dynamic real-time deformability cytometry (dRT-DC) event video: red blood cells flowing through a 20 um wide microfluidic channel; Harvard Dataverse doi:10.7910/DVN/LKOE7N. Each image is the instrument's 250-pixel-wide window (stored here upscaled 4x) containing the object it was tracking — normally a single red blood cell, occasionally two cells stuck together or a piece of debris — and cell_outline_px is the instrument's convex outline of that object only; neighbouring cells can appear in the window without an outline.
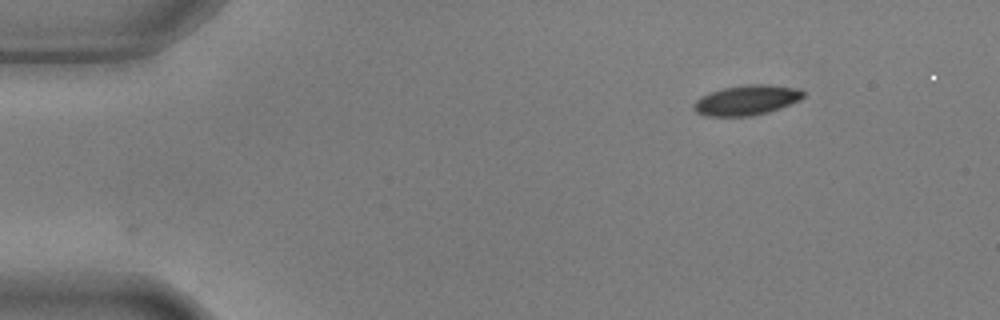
{"species": "common noctule bat (a hibernating species)", "species_latin": "Nyctalus noctula", "temperature_condition": "warm", "stored_images_in_passage": 49, "camera_frame_rate_fps": 3000, "um_per_image_px": 0.085, "animal": {"sex": "male", "body_mass_g": 17.9, "forearm_length_mm": 54.2}, "frame": {"image": 1, "passage_image": 1, "time_ms": 0.0, "image_size_px": [1000, 320], "cell_outline_px": [[804, 96], [800, 100], [780, 108], [768, 112], [752, 116], [704, 116], [696, 112], [692, 108], [692, 104], [700, 96], [724, 88], [748, 84], [768, 84], [800, 88], [804, 92]], "centroid_in_image_um": [63.46, 8.51], "position_along_channel_um": 21.5, "area_um2": 19.31}}
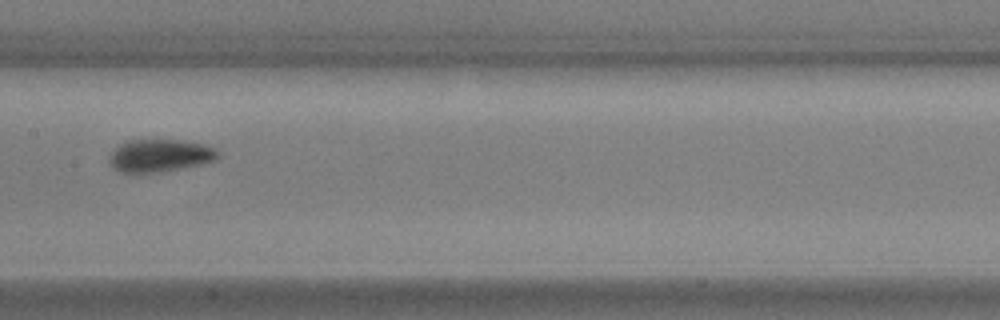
{"frame": {"image": 2, "passage_image": 22, "time_ms": 7.0, "image_size_px": [1000, 320], "cell_outline_px": [[220, 156], [216, 160], [204, 164], [184, 168], [160, 172], [120, 172], [112, 168], [108, 164], [108, 160], [112, 152], [120, 144], [128, 140], [180, 140], [204, 144], [216, 148], [220, 152]], "centroid_in_image_um": [13.63, 13.23], "position_along_channel_um": 193.8, "area_um2": 20.92}}
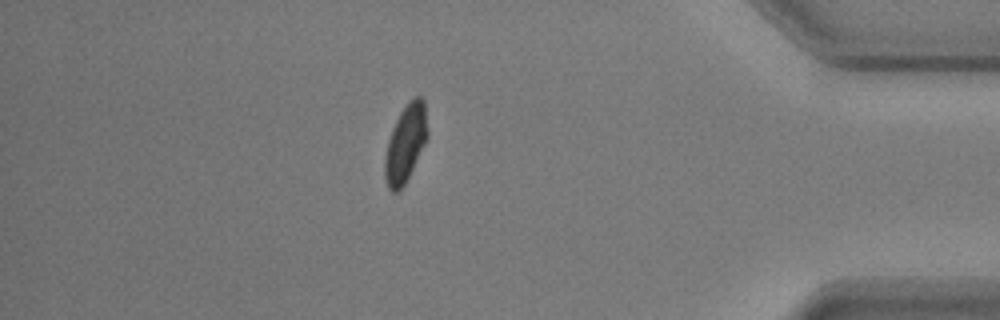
{"frame": {"image": 3, "passage_image": 42, "time_ms": 13.667, "image_size_px": [1000, 320], "cell_outline_px": [[428, 136], [404, 184], [396, 192], [392, 192], [388, 188], [384, 176], [384, 160], [388, 140], [392, 128], [400, 112], [416, 96], [420, 96], [424, 100], [428, 128]], "centroid_in_image_um": [34.46, 12.19], "position_along_channel_um": 400.7, "area_um2": 18.84}, "authors_computed_cell_mechanics": {"area_um2": 19.8254, "velocity_mm_per_s": 3.6563, "shape_relaxation_time_tau1_ms": 5.2709, "shape_relaxation_time_tau2_ms": 3.2641, "deformation_change_tau1": 0.1675, "deformation_change_tau2": 0.0473}}